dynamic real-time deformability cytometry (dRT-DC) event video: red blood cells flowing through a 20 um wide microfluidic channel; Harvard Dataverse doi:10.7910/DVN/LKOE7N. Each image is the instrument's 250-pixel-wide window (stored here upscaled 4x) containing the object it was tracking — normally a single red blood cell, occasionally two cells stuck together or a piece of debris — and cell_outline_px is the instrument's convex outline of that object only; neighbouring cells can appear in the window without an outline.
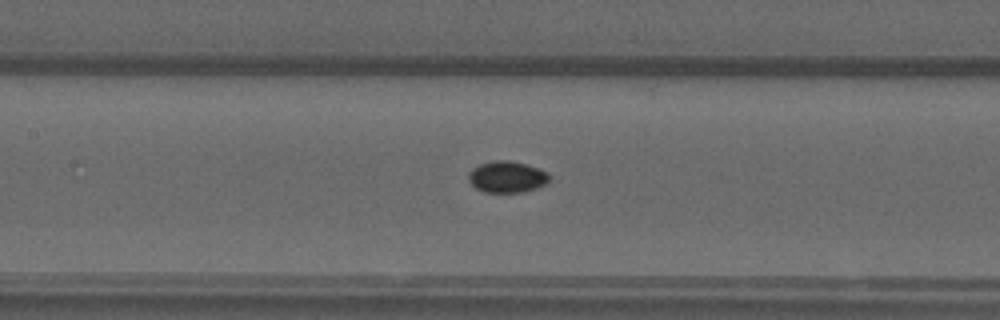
{"species": "common noctule bat (a hibernating species)", "species_latin": "Nyctalus noctula", "temperature_condition": "warm", "stored_images_in_passage": 55, "camera_frame_rate_fps": 3000, "um_per_image_px": 0.085, "animal": {"sex": "male", "forearm_length_mm": 52.5}, "frame": {"image": 1, "passage_image": 25, "time_ms": 8.0, "image_size_px": [1000, 320], "cell_outline_px": [[552, 176], [544, 184], [536, 188], [524, 192], [484, 192], [476, 188], [468, 180], [468, 172], [472, 168], [480, 164], [496, 160], [508, 160], [524, 164], [548, 172]], "centroid_in_image_um": [43.08, 15.04], "position_along_channel_um": 164.3, "area_um2": 14.74}}
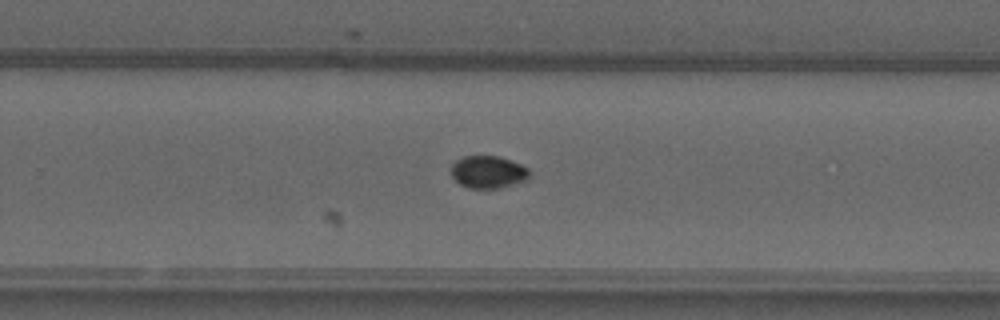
{"frame": {"image": 2, "passage_image": 35, "time_ms": 11.333, "image_size_px": [1000, 320], "cell_outline_px": [[528, 180], [500, 188], [468, 188], [460, 184], [452, 176], [452, 164], [456, 160], [464, 156], [496, 156], [520, 164], [528, 168]], "centroid_in_image_um": [41.48, 14.63], "position_along_channel_um": 288.3, "area_um2": 14.62}}
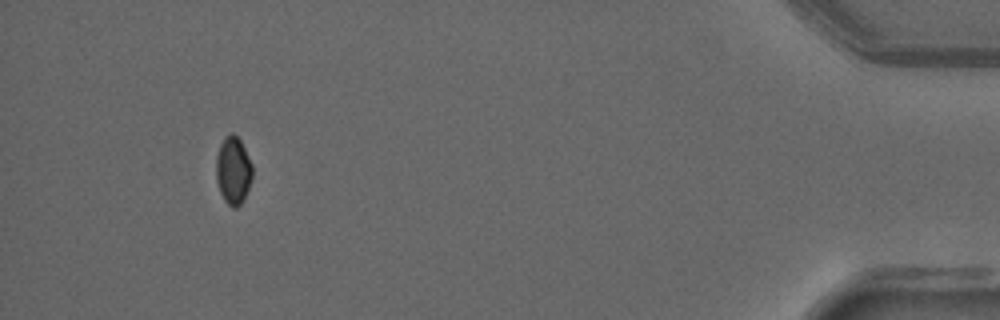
{"frame": {"image": 3, "passage_image": 51, "time_ms": 16.667, "image_size_px": [1000, 320], "cell_outline_px": [[252, 176], [244, 200], [236, 208], [232, 208], [224, 200], [220, 192], [216, 180], [216, 156], [220, 144], [224, 136], [232, 132], [240, 140], [252, 164]], "centroid_in_image_um": [19.81, 14.49], "position_along_channel_um": 415.4, "area_um2": 14.33}}